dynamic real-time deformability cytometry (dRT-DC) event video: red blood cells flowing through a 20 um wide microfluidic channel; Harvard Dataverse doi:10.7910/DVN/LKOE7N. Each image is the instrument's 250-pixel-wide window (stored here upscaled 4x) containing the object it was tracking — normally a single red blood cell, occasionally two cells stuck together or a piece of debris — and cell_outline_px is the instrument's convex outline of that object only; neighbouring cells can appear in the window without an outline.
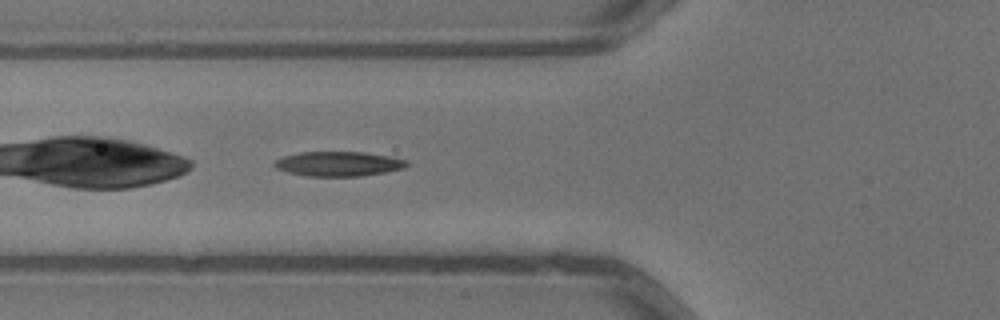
{"species": "common noctule bat (a hibernating species)", "species_latin": "Nyctalus noctula", "temperature_condition": "warm", "stored_images_in_passage": 5, "camera_frame_rate_fps": 3000, "um_per_image_px": 0.085, "animal": {"sex": "male", "body_mass_g": 13.3}, "frame": {"image": 1, "passage_image": 5, "time_ms": 1.333, "image_size_px": [1000, 320], "cell_outline_px": [[408, 164], [404, 168], [384, 172], [360, 176], [308, 176], [288, 172], [276, 168], [272, 164], [276, 160], [284, 156], [300, 152], [364, 152], [388, 156], [408, 160]], "centroid_in_image_um": [28.77, 13.92], "position_along_channel_um": 97.0, "area_um2": 18.9}}